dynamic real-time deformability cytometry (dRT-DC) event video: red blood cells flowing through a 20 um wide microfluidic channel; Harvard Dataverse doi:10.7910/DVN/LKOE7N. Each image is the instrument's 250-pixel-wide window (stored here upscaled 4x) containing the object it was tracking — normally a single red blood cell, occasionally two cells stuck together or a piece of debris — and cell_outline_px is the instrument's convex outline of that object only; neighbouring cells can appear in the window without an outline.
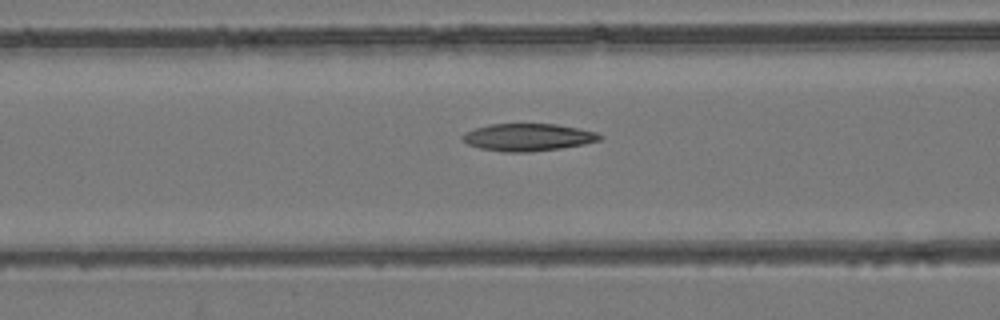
{"species": "common noctule bat (a hibernating species)", "species_latin": "Nyctalus noctula", "temperature_condition": "room temperature", "stored_images_in_passage": 41, "camera_frame_rate_fps": 3000, "um_per_image_px": 0.085, "animal": {"sex": "female", "body_mass_g": 24.6, "forearm_length_mm": 56.2}, "frame": {"image": 1, "passage_image": 10, "time_ms": 3.0, "image_size_px": [1000, 320], "cell_outline_px": [[604, 136], [600, 140], [584, 144], [560, 148], [528, 152], [504, 152], [480, 148], [468, 144], [460, 136], [464, 132], [488, 124], [556, 124], [596, 132]], "centroid_in_image_um": [44.86, 11.66], "position_along_channel_um": 121.7, "area_um2": 21.79}}
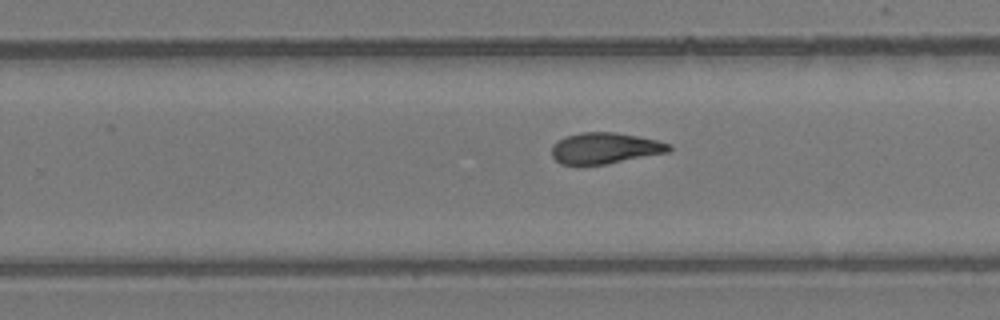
{"frame": {"image": 2, "passage_image": 22, "time_ms": 7.0, "image_size_px": [1000, 320], "cell_outline_px": [[672, 148], [668, 152], [608, 164], [580, 168], [560, 164], [552, 156], [552, 148], [560, 140], [568, 136], [580, 132], [616, 132], [656, 140], [672, 144]], "centroid_in_image_um": [51.4, 12.64], "position_along_channel_um": 278.4, "area_um2": 21.68}}
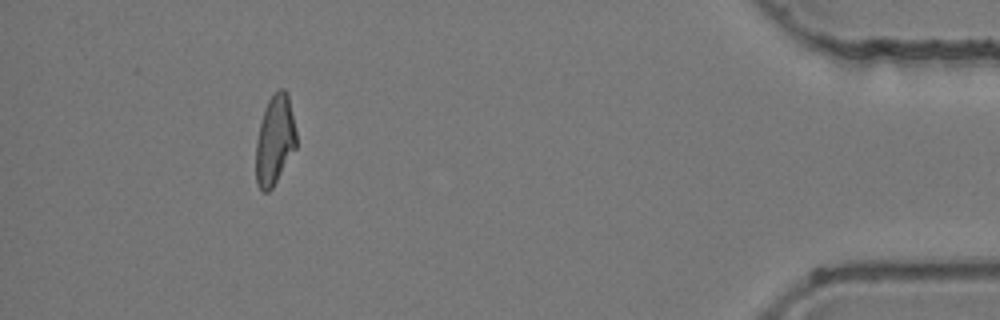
{"frame": {"image": 3, "passage_image": 37, "time_ms": 12.0, "image_size_px": [1000, 320], "cell_outline_px": [[296, 148], [272, 188], [268, 192], [264, 192], [256, 184], [256, 140], [264, 108], [272, 92], [280, 88], [284, 88], [288, 92], [296, 132]], "centroid_in_image_um": [23.35, 11.86], "position_along_channel_um": 411.8, "area_um2": 21.27}, "authors_computed_cell_mechanics": {"area_um2": 21.7906, "velocity_mm_per_s": 3.9201, "shape_relaxation_time_tau1_ms": null, "shape_relaxation_time_tau2_ms": 7.1197, "deformation_change_tau1": null, "deformation_change_tau2": 0.1516}}